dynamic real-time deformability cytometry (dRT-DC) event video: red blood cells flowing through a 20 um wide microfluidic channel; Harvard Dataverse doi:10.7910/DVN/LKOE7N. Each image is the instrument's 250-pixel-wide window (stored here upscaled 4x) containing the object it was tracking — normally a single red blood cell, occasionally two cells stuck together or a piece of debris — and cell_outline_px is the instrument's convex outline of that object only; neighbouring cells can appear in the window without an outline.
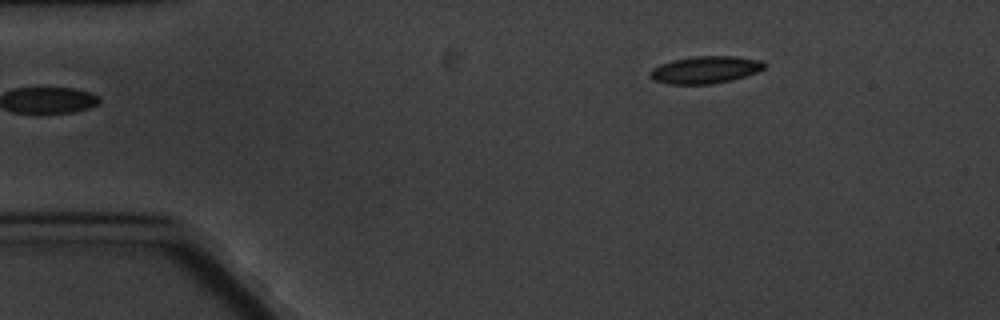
{"species": "common noctule bat (a hibernating species)", "species_latin": "Nyctalus noctula", "temperature_condition": "cold", "stored_images_in_passage": 5, "camera_frame_rate_fps": 3000, "um_per_image_px": 0.085, "animal": {"sex": "male", "body_mass_g": 20.1, "forearm_length_mm": 53.5}, "frame": {"image": 1, "passage_image": 1, "time_ms": 0.0, "image_size_px": [1000, 320], "cell_outline_px": [[768, 64], [764, 68], [756, 72], [732, 80], [708, 84], [668, 84], [652, 80], [648, 76], [648, 72], [652, 68], [660, 64], [672, 60], [692, 56], [732, 56], [764, 60]], "centroid_in_image_um": [59.92, 5.92], "position_along_channel_um": 25.1, "area_um2": 18.38}}
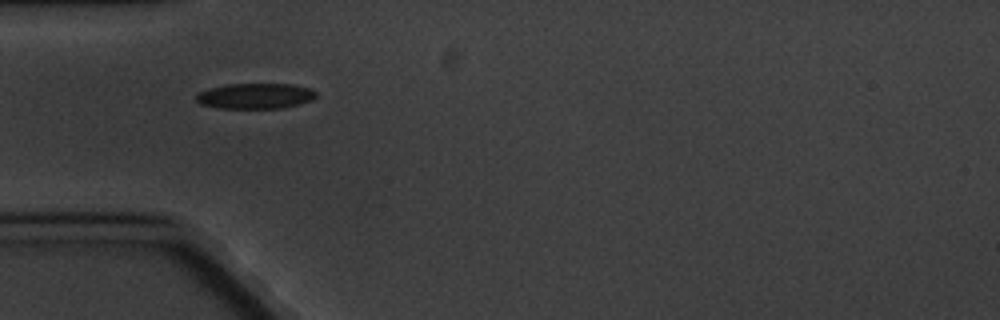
{"frame": {"image": 2, "passage_image": 3, "time_ms": 3.0, "image_size_px": [1000, 320], "cell_outline_px": [[316, 96], [312, 100], [300, 104], [284, 108], [220, 108], [200, 104], [196, 100], [196, 96], [200, 92], [208, 88], [228, 84], [292, 84], [308, 88], [316, 92]], "centroid_in_image_um": [21.71, 8.16], "position_along_channel_um": 63.3, "area_um2": 17.8}}